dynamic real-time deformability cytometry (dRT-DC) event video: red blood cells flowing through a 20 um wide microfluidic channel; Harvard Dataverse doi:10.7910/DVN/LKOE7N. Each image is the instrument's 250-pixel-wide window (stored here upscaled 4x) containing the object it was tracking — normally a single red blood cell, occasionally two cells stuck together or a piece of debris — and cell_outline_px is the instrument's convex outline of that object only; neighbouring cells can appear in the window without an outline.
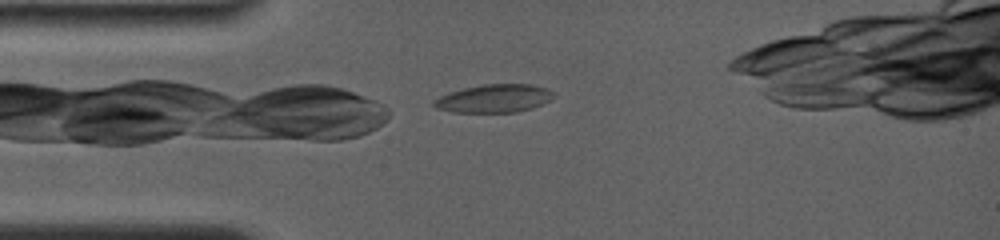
{"species": "common noctule bat (a hibernating species)", "species_latin": "Nyctalus noctula", "temperature_condition": "room temperature", "stored_images_in_passage": 18, "camera_frame_rate_fps": 4000, "um_per_image_px": 0.085, "animal": {"sex": "female", "body_mass_g": 19.0, "forearm_length_mm": 56.7}, "frame": {"image": 1, "passage_image": 1, "time_ms": 0.0, "image_size_px": [1000, 240], "cell_outline_px": [[556, 96], [552, 100], [532, 108], [516, 112], [452, 112], [436, 108], [432, 104], [432, 100], [440, 96], [464, 88], [484, 84], [532, 84], [548, 88]], "centroid_in_image_um": [42.03, 8.37], "position_along_channel_um": 43.0, "area_um2": 19.71}}
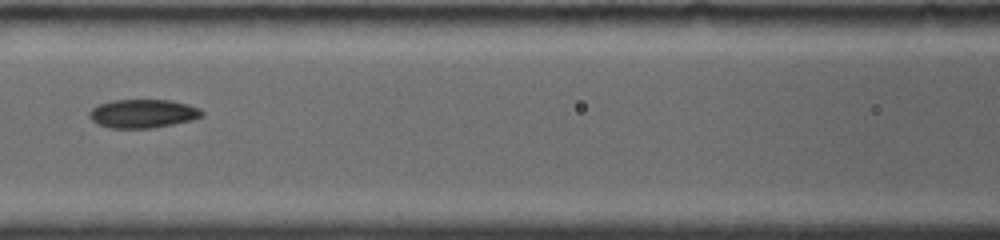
{"frame": {"image": 2, "passage_image": 9, "time_ms": 3.25, "image_size_px": [1000, 240], "cell_outline_px": [[204, 116], [192, 120], [152, 128], [112, 128], [96, 124], [88, 116], [88, 112], [92, 108], [100, 104], [112, 100], [168, 100], [188, 104], [200, 108], [204, 112]], "centroid_in_image_um": [12.15, 9.65], "position_along_channel_um": 154.5, "area_um2": 18.84}}
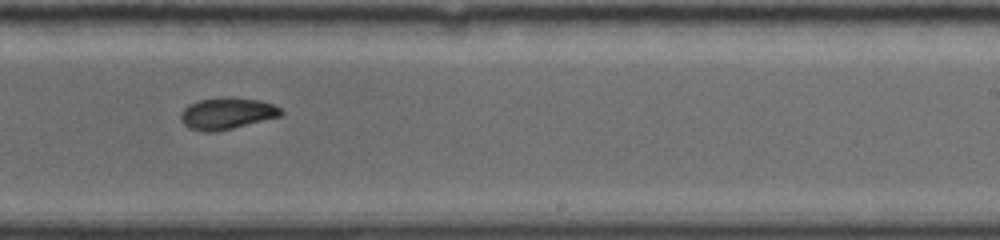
{"frame": {"image": 3, "passage_image": 17, "time_ms": 6.25, "image_size_px": [1000, 240], "cell_outline_px": [[284, 112], [280, 116], [216, 132], [204, 132], [188, 128], [180, 120], [180, 112], [188, 104], [200, 100], [224, 96], [228, 96], [260, 100], [272, 104], [280, 108]], "centroid_in_image_um": [19.25, 9.63], "position_along_channel_um": 269.8, "area_um2": 18.61}}